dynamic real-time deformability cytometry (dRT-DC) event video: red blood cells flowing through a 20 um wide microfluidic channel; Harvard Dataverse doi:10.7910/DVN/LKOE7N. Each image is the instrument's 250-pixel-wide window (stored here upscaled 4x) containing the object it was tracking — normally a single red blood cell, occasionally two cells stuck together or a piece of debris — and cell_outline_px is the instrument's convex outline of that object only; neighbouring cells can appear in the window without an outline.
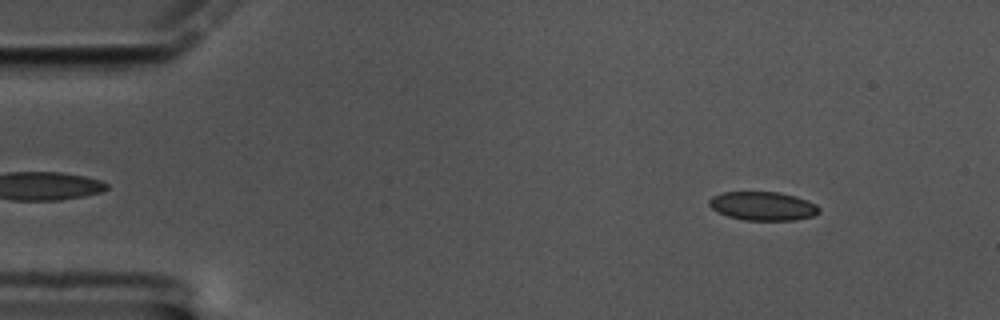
{"species": "common noctule bat (a hibernating species)", "species_latin": "Nyctalus noctula", "temperature_condition": "cold", "stored_images_in_passage": 57, "camera_frame_rate_fps": 3000, "um_per_image_px": 0.085, "animal": {"sex": "male", "body_mass_g": 17.5, "forearm_length_mm": 52.3}, "frame": {"image": 1, "passage_image": 4, "time_ms": 1.0, "image_size_px": [1000, 320], "cell_outline_px": [[820, 212], [812, 216], [796, 220], [744, 220], [728, 216], [712, 208], [708, 204], [708, 200], [712, 196], [720, 192], [780, 192], [796, 196], [808, 200], [816, 204], [820, 208]], "centroid_in_image_um": [64.86, 17.5], "position_along_channel_um": 20.1, "area_um2": 18.5}}
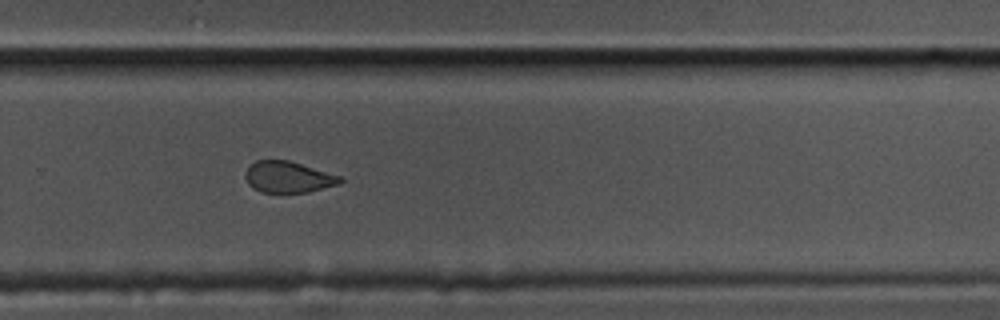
{"frame": {"image": 2, "passage_image": 37, "time_ms": 12.0, "image_size_px": [1000, 320], "cell_outline_px": [[344, 180], [340, 184], [308, 192], [260, 192], [252, 188], [248, 184], [244, 176], [244, 172], [256, 160], [288, 160], [344, 176]], "centroid_in_image_um": [24.53, 15.05], "position_along_channel_um": 305.3, "area_um2": 17.51}}
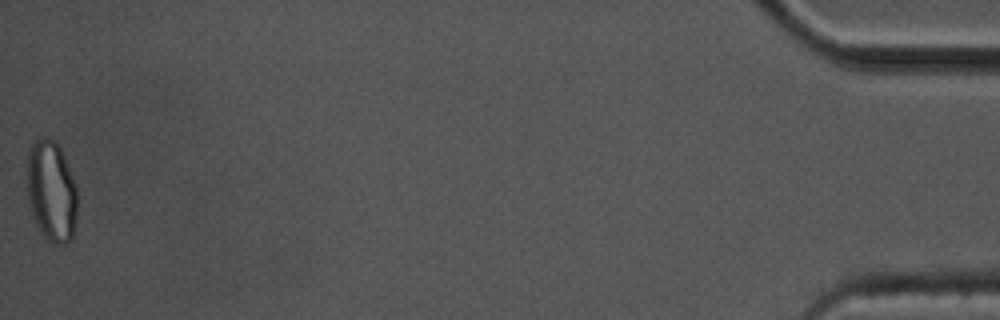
{"frame": {"image": 3, "passage_image": 57, "time_ms": 18.667, "image_size_px": [1000, 320], "cell_outline_px": [[76, 220], [72, 240], [64, 244], [56, 244], [48, 240], [44, 236], [36, 224], [32, 216], [28, 196], [28, 152], [32, 144], [36, 140], [44, 136], [48, 136], [56, 140], [64, 156], [76, 188]], "centroid_in_image_um": [4.37, 16.25], "position_along_channel_um": 430.8, "area_um2": 29.48}, "authors_computed_cell_mechanics": {"area_um2": 18.8428, "velocity_mm_per_s": 3.3433, "shape_relaxation_time_tau1_ms": null, "shape_relaxation_time_tau2_ms": 1.8019, "deformation_change_tau1": null, "deformation_change_tau2": 0.0791}}